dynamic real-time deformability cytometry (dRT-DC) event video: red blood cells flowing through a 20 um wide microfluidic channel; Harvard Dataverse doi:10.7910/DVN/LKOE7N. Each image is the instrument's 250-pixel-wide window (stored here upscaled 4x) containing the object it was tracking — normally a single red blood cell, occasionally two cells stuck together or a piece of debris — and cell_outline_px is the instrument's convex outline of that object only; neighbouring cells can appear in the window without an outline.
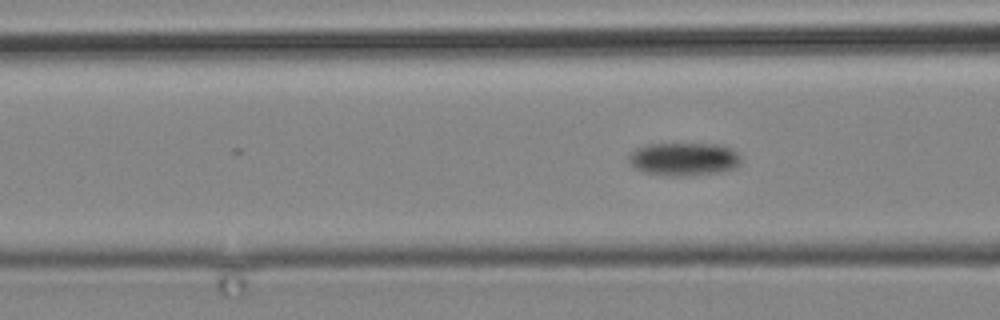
{"species": "common noctule bat (a hibernating species)", "species_latin": "Nyctalus noctula", "temperature_condition": "cold", "stored_images_in_passage": 13, "camera_frame_rate_fps": 3000, "um_per_image_px": 0.085, "animal": {"sex": "male", "body_mass_g": 19.2, "forearm_length_mm": 51.8}, "frame": {"image": 1, "passage_image": 13, "time_ms": 17.0, "image_size_px": [1000, 320], "cell_outline_px": [[740, 164], [736, 168], [720, 172], [680, 176], [672, 176], [644, 172], [632, 168], [628, 160], [628, 156], [636, 148], [648, 144], [720, 144], [732, 148], [740, 156]], "centroid_in_image_um": [58.12, 13.52], "position_along_channel_um": 108.5, "area_um2": 21.79}}